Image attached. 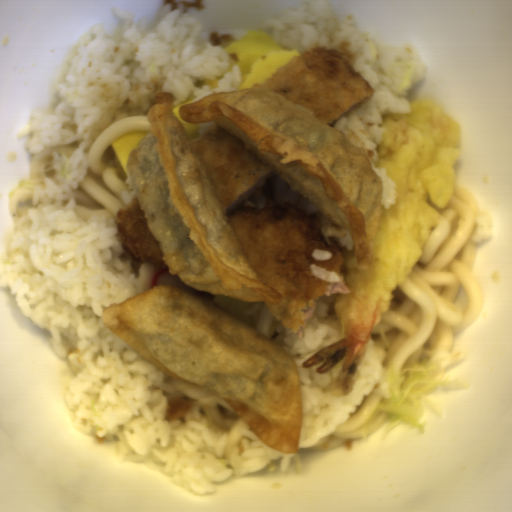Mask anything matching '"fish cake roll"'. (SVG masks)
I'll return each instance as SVG.
<instances>
[{"mask_svg":"<svg viewBox=\"0 0 512 512\" xmlns=\"http://www.w3.org/2000/svg\"><path fill=\"white\" fill-rule=\"evenodd\" d=\"M138 293L151 289L159 284L178 287L186 291L206 297L214 302L217 294L198 291L170 274L166 265L143 262L136 277Z\"/></svg>","mask_w":512,"mask_h":512,"instance_id":"14b837c1","label":"fish cake roll"}]
</instances>
